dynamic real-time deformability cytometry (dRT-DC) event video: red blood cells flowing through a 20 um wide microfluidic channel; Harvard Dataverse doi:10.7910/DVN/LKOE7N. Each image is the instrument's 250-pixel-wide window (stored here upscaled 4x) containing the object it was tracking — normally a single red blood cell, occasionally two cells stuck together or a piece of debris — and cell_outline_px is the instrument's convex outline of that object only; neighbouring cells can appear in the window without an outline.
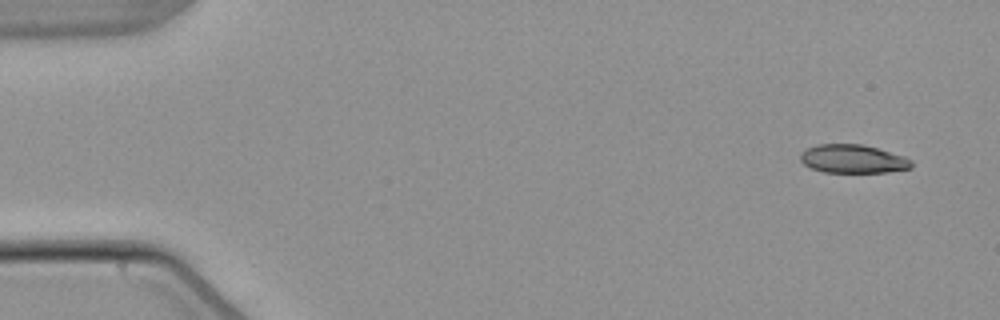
{"species": "common noctule bat (a hibernating species)", "species_latin": "Nyctalus noctula", "temperature_condition": "warm", "stored_images_in_passage": 6, "segment_of_instrument_passage": [2, 2], "camera_frame_rate_fps": 3000, "um_per_image_px": 0.085, "animal": {"sex": "male", "body_mass_g": 21.5, "forearm_length_mm": 52.0}, "frame": {"image": 1, "passage_image": 6, "time_ms": 6.333, "image_size_px": [1000, 320], "cell_outline_px": [[912, 168], [888, 172], [824, 172], [812, 168], [804, 164], [800, 160], [800, 152], [816, 144], [860, 144], [876, 148], [904, 156], [912, 160]], "centroid_in_image_um": [72.49, 13.51], "position_along_channel_um": 12.5, "area_um2": 18.38}}